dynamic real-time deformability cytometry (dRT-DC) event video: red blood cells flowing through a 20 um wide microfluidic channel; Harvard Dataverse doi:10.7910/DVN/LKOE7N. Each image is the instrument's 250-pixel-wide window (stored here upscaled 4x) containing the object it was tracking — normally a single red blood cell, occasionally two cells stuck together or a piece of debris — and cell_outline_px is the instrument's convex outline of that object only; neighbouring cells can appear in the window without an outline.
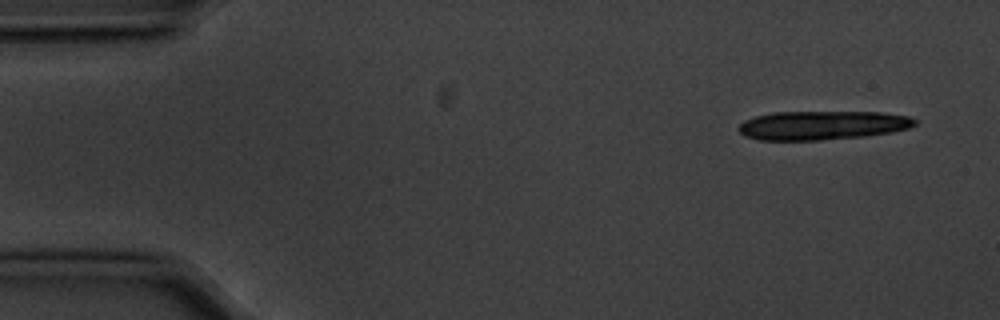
{"species": "common noctule bat (a hibernating species)", "species_latin": "Nyctalus noctula", "temperature_condition": "cold", "stored_images_in_passage": 8, "camera_frame_rate_fps": 3000, "um_per_image_px": 0.085, "animal": {"sex": "male", "body_mass_g": 20.1, "forearm_length_mm": 53.5}, "frame": {"image": 1, "passage_image": 1, "time_ms": 0.0, "image_size_px": [1000, 320], "cell_outline_px": [[916, 124], [908, 128], [892, 132], [864, 136], [820, 140], [760, 140], [744, 136], [736, 128], [744, 120], [756, 116], [772, 112], [880, 112], [908, 116], [916, 120]], "centroid_in_image_um": [69.86, 10.65], "position_along_channel_um": 15.1, "area_um2": 29.71}}
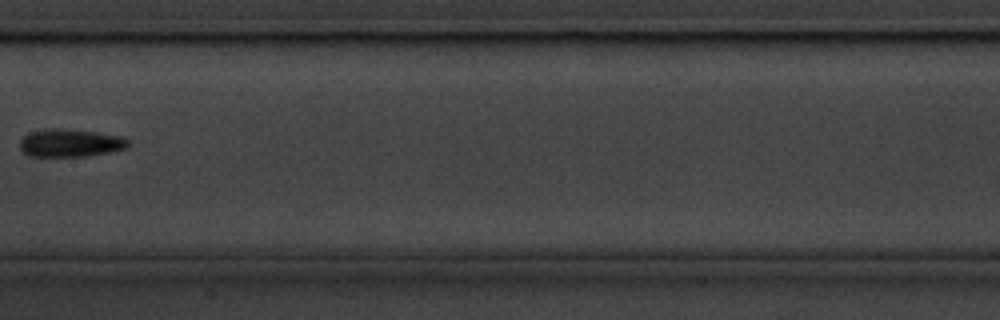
{"frame": {"image": 2, "passage_image": 8, "time_ms": 2.333, "image_size_px": [1000, 320], "cell_outline_px": [[128, 148], [108, 152], [84, 156], [28, 156], [20, 148], [20, 140], [24, 136], [32, 132], [48, 128], [60, 128], [96, 132], [120, 136], [128, 140]], "centroid_in_image_um": [5.96, 12.15], "position_along_channel_um": 201.4, "area_um2": 17.4}}